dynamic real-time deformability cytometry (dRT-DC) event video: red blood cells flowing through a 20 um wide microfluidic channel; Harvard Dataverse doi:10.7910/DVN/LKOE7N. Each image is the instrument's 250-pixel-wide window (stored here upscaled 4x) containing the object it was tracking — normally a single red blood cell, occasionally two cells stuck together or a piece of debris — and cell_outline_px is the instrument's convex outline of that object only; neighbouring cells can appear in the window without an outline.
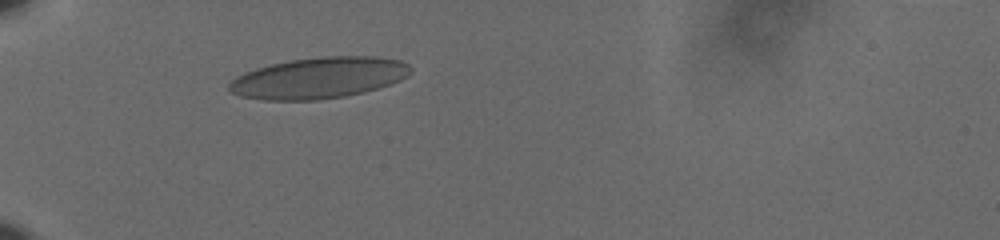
{"species": "human", "species_latin": "Homo sapiens", "temperature_condition": "cold", "stored_images_in_passage": 33, "camera_frame_rate_fps": 3000, "um_per_image_px": 0.085, "donor": {"sex": "male"}, "frame": {"image": 1, "passage_image": 1, "time_ms": 0.0, "image_size_px": [1000, 240], "cell_outline_px": [[412, 72], [400, 80], [364, 92], [344, 96], [316, 100], [264, 100], [240, 96], [232, 92], [228, 88], [228, 84], [236, 76], [244, 72], [256, 68], [288, 60], [324, 56], [376, 56], [400, 60], [408, 64], [412, 68]], "centroid_in_image_um": [27.09, 6.61], "position_along_channel_um": 57.9, "area_um2": 43.52}}
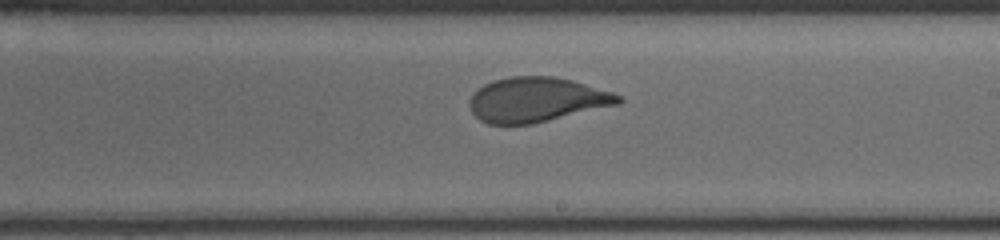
{"frame": {"image": 2, "passage_image": 18, "time_ms": 5.667, "image_size_px": [1000, 240], "cell_outline_px": [[624, 100], [620, 104], [532, 124], [488, 124], [480, 120], [472, 112], [468, 104], [472, 96], [484, 84], [492, 80], [508, 76], [552, 76], [572, 80], [612, 92], [620, 96]], "centroid_in_image_um": [45.62, 8.47], "position_along_channel_um": 243.4, "area_um2": 38.73}}
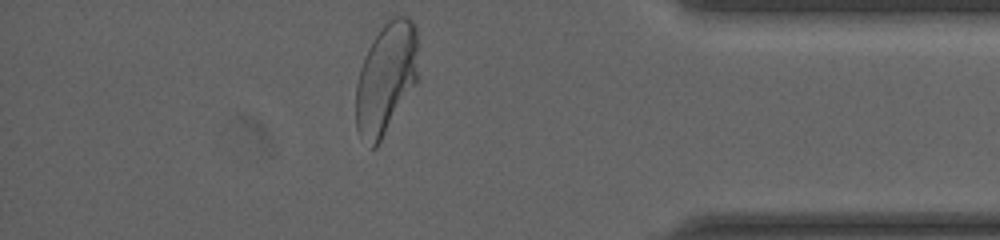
{"frame": {"image": 3, "passage_image": 33, "time_ms": 10.667, "image_size_px": [1000, 240], "cell_outline_px": [[416, 84], [376, 148], [372, 148], [360, 136], [356, 128], [356, 84], [360, 68], [364, 56], [372, 40], [384, 24], [388, 20], [396, 16], [408, 16], [416, 24]], "centroid_in_image_um": [32.79, 6.66], "position_along_channel_um": 402.4, "area_um2": 40.17}, "authors_computed_cell_mechanics": {"area_um2": 39.6508, "velocity_mm_per_s": 3.6121, "shape_relaxation_time_tau1_ms": 8.2072, "shape_relaxation_time_tau2_ms": null, "deformation_change_tau1": 0.2193, "deformation_change_tau2": null}}